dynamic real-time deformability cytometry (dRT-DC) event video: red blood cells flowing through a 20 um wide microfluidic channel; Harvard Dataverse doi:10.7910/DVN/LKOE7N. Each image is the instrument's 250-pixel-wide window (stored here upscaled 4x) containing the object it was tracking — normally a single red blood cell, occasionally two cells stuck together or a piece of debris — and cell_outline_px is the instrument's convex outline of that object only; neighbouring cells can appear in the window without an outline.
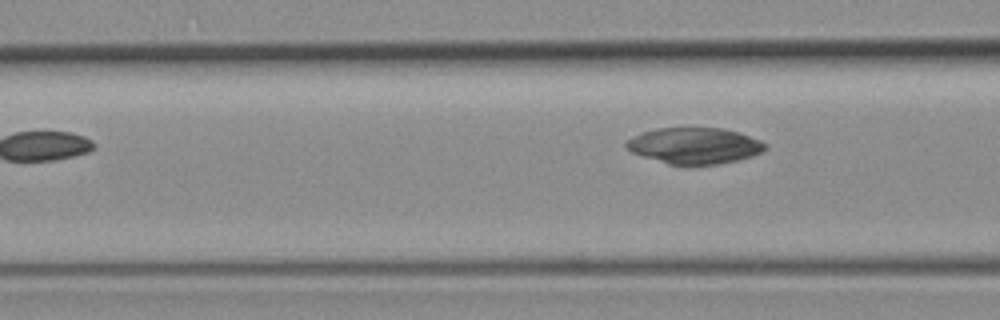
{"species": "common noctule bat (a hibernating species)", "species_latin": "Nyctalus noctula", "temperature_condition": "room temperature", "stored_images_in_passage": 5, "camera_frame_rate_fps": 3000, "um_per_image_px": 0.085, "animal": {"sex": "female", "body_mass_g": 19.3, "forearm_length_mm": 54.1}, "frame": {"image": 1, "passage_image": 5, "time_ms": 4.667, "image_size_px": [1000, 320], "cell_outline_px": [[768, 148], [764, 152], [740, 160], [720, 164], [692, 168], [684, 168], [668, 164], [632, 152], [624, 144], [624, 140], [640, 132], [656, 128], [724, 128], [740, 132], [760, 140], [768, 144]], "centroid_in_image_um": [59.06, 12.42], "position_along_channel_um": 107.5, "area_um2": 30.4}}